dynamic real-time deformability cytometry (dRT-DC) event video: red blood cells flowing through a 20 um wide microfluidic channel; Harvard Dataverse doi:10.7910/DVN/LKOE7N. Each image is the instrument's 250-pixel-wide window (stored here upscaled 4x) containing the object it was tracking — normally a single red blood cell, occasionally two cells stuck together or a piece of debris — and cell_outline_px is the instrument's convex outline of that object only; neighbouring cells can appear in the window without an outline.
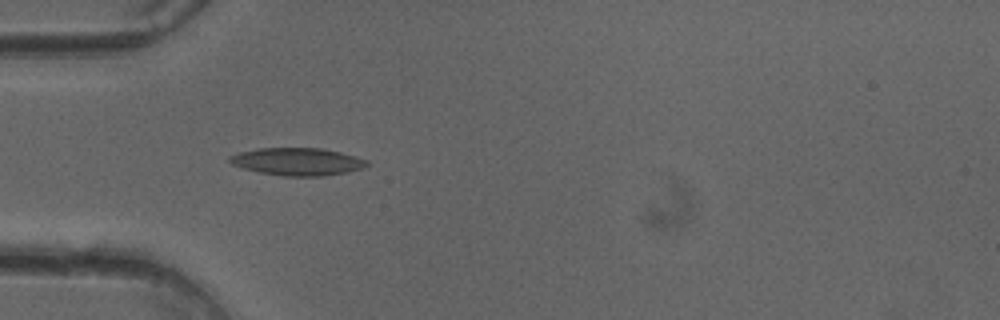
{"species": "common noctule bat (a hibernating species)", "species_latin": "Nyctalus noctula", "temperature_condition": "cold", "stored_images_in_passage": 39, "camera_frame_rate_fps": 3000, "um_per_image_px": 0.085, "animal": {"sex": "female"}, "frame": {"image": 1, "passage_image": 4, "time_ms": 1.0, "image_size_px": [1000, 320], "cell_outline_px": [[368, 164], [364, 168], [348, 172], [324, 176], [284, 176], [260, 172], [244, 168], [232, 164], [228, 160], [228, 156], [240, 152], [256, 148], [320, 148], [340, 152], [356, 156], [368, 160]], "centroid_in_image_um": [25.3, 13.73], "position_along_channel_um": 59.7, "area_um2": 22.08}}
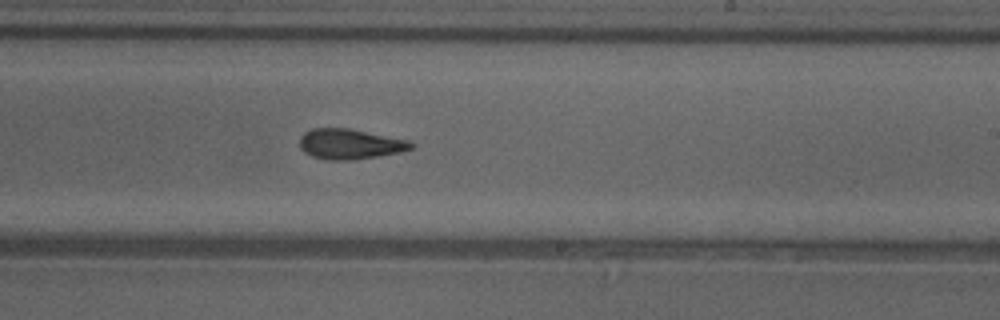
{"frame": {"image": 2, "passage_image": 19, "time_ms": 6.0, "image_size_px": [1000, 320], "cell_outline_px": [[416, 148], [400, 152], [352, 160], [328, 160], [312, 156], [304, 152], [300, 148], [300, 136], [304, 132], [312, 128], [348, 128], [408, 140], [416, 144]], "centroid_in_image_um": [29.75, 12.24], "position_along_channel_um": 259.2, "area_um2": 19.71}}
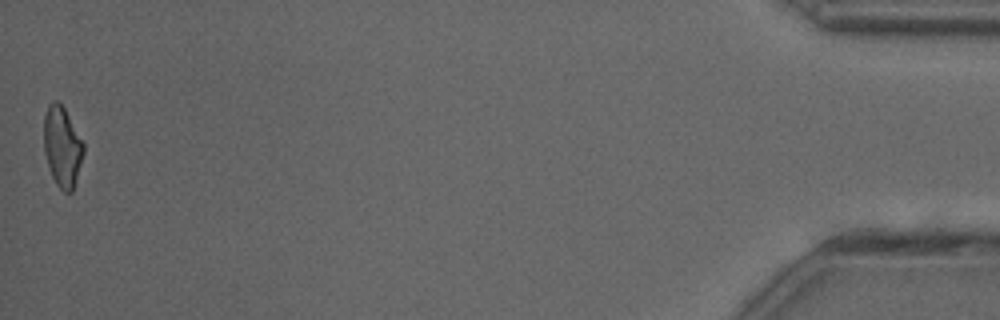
{"frame": {"image": 3, "passage_image": 39, "time_ms": 12.667, "image_size_px": [1000, 320], "cell_outline_px": [[84, 152], [72, 192], [64, 192], [56, 184], [52, 176], [44, 152], [44, 116], [48, 104], [52, 100], [56, 100], [64, 108], [84, 144]], "centroid_in_image_um": [5.27, 12.45], "position_along_channel_um": 429.9, "area_um2": 18.32}, "authors_computed_cell_mechanics": {"area_um2": 19.7098, "velocity_mm_per_s": 4.0468, "shape_relaxation_time_tau1_ms": 11.1993, "shape_relaxation_time_tau2_ms": 1.8906, "deformation_change_tau1": 0.2491, "deformation_change_tau2": 0.101}}